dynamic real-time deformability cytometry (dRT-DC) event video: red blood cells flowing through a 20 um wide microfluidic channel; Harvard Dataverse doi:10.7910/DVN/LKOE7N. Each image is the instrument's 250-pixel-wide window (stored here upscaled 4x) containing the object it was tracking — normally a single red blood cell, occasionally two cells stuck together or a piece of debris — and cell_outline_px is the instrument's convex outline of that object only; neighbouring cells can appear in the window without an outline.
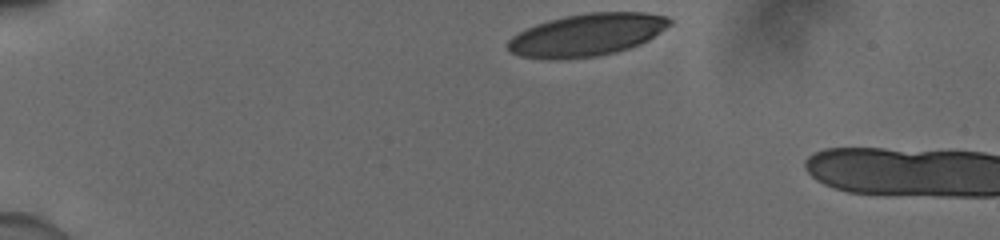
{"species": "human", "species_latin": "Homo sapiens", "temperature_condition": "cold", "stored_images_in_passage": 36, "camera_frame_rate_fps": 3000, "um_per_image_px": 0.085, "donor": {"sex": "male"}, "frame": {"image": 1, "passage_image": 1, "time_ms": 0.0, "image_size_px": [1000, 240], "cell_outline_px": [[672, 24], [648, 40], [640, 44], [616, 52], [596, 56], [560, 60], [544, 60], [520, 56], [512, 52], [508, 48], [508, 40], [512, 36], [536, 24], [564, 16], [588, 12], [644, 12], [668, 16], [672, 20]], "centroid_in_image_um": [49.9, 2.97], "position_along_channel_um": 35.1, "area_um2": 40.17}}
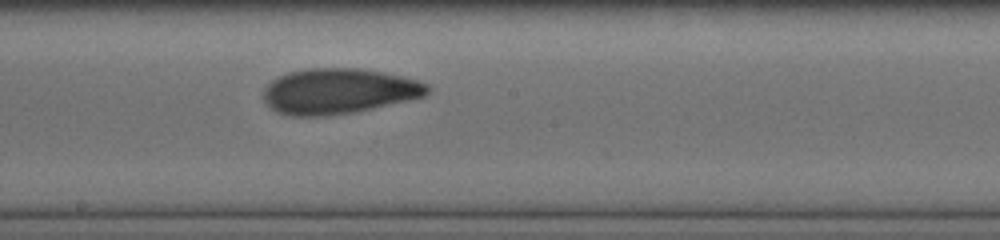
{"frame": {"image": 2, "passage_image": 21, "time_ms": 6.667, "image_size_px": [1000, 240], "cell_outline_px": [[432, 88], [424, 96], [408, 100], [372, 108], [352, 112], [328, 116], [288, 116], [276, 112], [264, 104], [264, 88], [272, 80], [288, 72], [308, 68], [356, 68], [384, 72], [416, 80], [428, 84]], "centroid_in_image_um": [28.75, 7.75], "position_along_channel_um": 219.5, "area_um2": 43.47}}
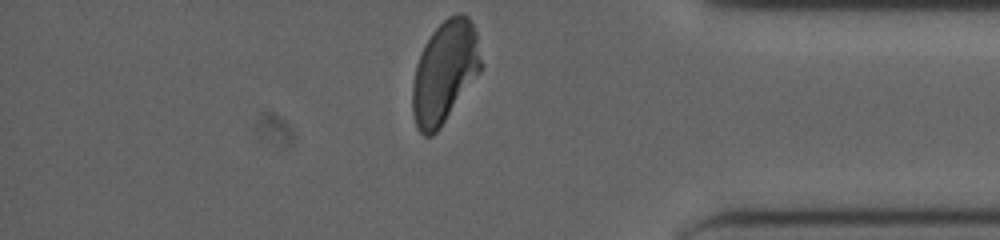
{"frame": {"image": 3, "passage_image": 36, "time_ms": 11.667, "image_size_px": [1000, 240], "cell_outline_px": [[480, 72], [440, 128], [432, 136], [424, 136], [416, 128], [412, 112], [412, 84], [416, 64], [424, 44], [432, 32], [448, 16], [456, 12], [464, 12], [468, 16], [476, 32], [480, 60]], "centroid_in_image_um": [37.77, 6.13], "position_along_channel_um": 397.4, "area_um2": 40.63}, "authors_computed_cell_mechanics": {"area_um2": 42.5408, "velocity_mm_per_s": 3.9009, "shape_relaxation_time_tau1_ms": 5.9833, "shape_relaxation_time_tau2_ms": 1.7356, "deformation_change_tau1": 0.1804, "deformation_change_tau2": 0.0786}}